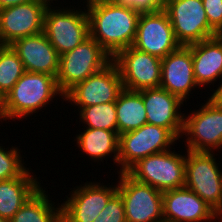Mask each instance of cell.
<instances>
[{
  "mask_svg": "<svg viewBox=\"0 0 222 222\" xmlns=\"http://www.w3.org/2000/svg\"><path fill=\"white\" fill-rule=\"evenodd\" d=\"M90 36L112 57L133 45L140 14L116 3L87 9Z\"/></svg>",
  "mask_w": 222,
  "mask_h": 222,
  "instance_id": "cell-1",
  "label": "cell"
},
{
  "mask_svg": "<svg viewBox=\"0 0 222 222\" xmlns=\"http://www.w3.org/2000/svg\"><path fill=\"white\" fill-rule=\"evenodd\" d=\"M57 95L64 99L54 76L25 71L4 97L0 112L1 122L2 119H27L26 117L39 112L42 107H47Z\"/></svg>",
  "mask_w": 222,
  "mask_h": 222,
  "instance_id": "cell-2",
  "label": "cell"
},
{
  "mask_svg": "<svg viewBox=\"0 0 222 222\" xmlns=\"http://www.w3.org/2000/svg\"><path fill=\"white\" fill-rule=\"evenodd\" d=\"M113 57L91 36L73 50L60 55L56 76L59 90L65 95L79 82L107 66Z\"/></svg>",
  "mask_w": 222,
  "mask_h": 222,
  "instance_id": "cell-3",
  "label": "cell"
},
{
  "mask_svg": "<svg viewBox=\"0 0 222 222\" xmlns=\"http://www.w3.org/2000/svg\"><path fill=\"white\" fill-rule=\"evenodd\" d=\"M185 155L163 151L138 160L126 173L134 180L164 192L185 186Z\"/></svg>",
  "mask_w": 222,
  "mask_h": 222,
  "instance_id": "cell-4",
  "label": "cell"
},
{
  "mask_svg": "<svg viewBox=\"0 0 222 222\" xmlns=\"http://www.w3.org/2000/svg\"><path fill=\"white\" fill-rule=\"evenodd\" d=\"M46 9L44 29L46 37L59 55L65 54L80 45L90 36L89 19L86 9L82 11L60 8Z\"/></svg>",
  "mask_w": 222,
  "mask_h": 222,
  "instance_id": "cell-5",
  "label": "cell"
},
{
  "mask_svg": "<svg viewBox=\"0 0 222 222\" xmlns=\"http://www.w3.org/2000/svg\"><path fill=\"white\" fill-rule=\"evenodd\" d=\"M179 140L169 129L144 124L139 129L119 135V172H126L138 160L149 155L168 151Z\"/></svg>",
  "mask_w": 222,
  "mask_h": 222,
  "instance_id": "cell-6",
  "label": "cell"
},
{
  "mask_svg": "<svg viewBox=\"0 0 222 222\" xmlns=\"http://www.w3.org/2000/svg\"><path fill=\"white\" fill-rule=\"evenodd\" d=\"M118 174L117 187L126 222H164L163 192L134 180L126 172Z\"/></svg>",
  "mask_w": 222,
  "mask_h": 222,
  "instance_id": "cell-7",
  "label": "cell"
},
{
  "mask_svg": "<svg viewBox=\"0 0 222 222\" xmlns=\"http://www.w3.org/2000/svg\"><path fill=\"white\" fill-rule=\"evenodd\" d=\"M164 10L181 46L216 36V31L208 23L202 0H166Z\"/></svg>",
  "mask_w": 222,
  "mask_h": 222,
  "instance_id": "cell-8",
  "label": "cell"
},
{
  "mask_svg": "<svg viewBox=\"0 0 222 222\" xmlns=\"http://www.w3.org/2000/svg\"><path fill=\"white\" fill-rule=\"evenodd\" d=\"M186 152L185 187L216 211L222 201V171L214 152Z\"/></svg>",
  "mask_w": 222,
  "mask_h": 222,
  "instance_id": "cell-9",
  "label": "cell"
},
{
  "mask_svg": "<svg viewBox=\"0 0 222 222\" xmlns=\"http://www.w3.org/2000/svg\"><path fill=\"white\" fill-rule=\"evenodd\" d=\"M198 110L184 115L183 132L188 151L214 152L222 148V107L210 99Z\"/></svg>",
  "mask_w": 222,
  "mask_h": 222,
  "instance_id": "cell-10",
  "label": "cell"
},
{
  "mask_svg": "<svg viewBox=\"0 0 222 222\" xmlns=\"http://www.w3.org/2000/svg\"><path fill=\"white\" fill-rule=\"evenodd\" d=\"M123 89L119 69L112 60L103 69L70 89L64 95V101L75 104L81 110L96 104L116 102Z\"/></svg>",
  "mask_w": 222,
  "mask_h": 222,
  "instance_id": "cell-11",
  "label": "cell"
},
{
  "mask_svg": "<svg viewBox=\"0 0 222 222\" xmlns=\"http://www.w3.org/2000/svg\"><path fill=\"white\" fill-rule=\"evenodd\" d=\"M113 61L125 89L140 91L160 87L162 59L159 57L130 46L120 50Z\"/></svg>",
  "mask_w": 222,
  "mask_h": 222,
  "instance_id": "cell-12",
  "label": "cell"
},
{
  "mask_svg": "<svg viewBox=\"0 0 222 222\" xmlns=\"http://www.w3.org/2000/svg\"><path fill=\"white\" fill-rule=\"evenodd\" d=\"M49 2L34 0L0 10V45L43 32Z\"/></svg>",
  "mask_w": 222,
  "mask_h": 222,
  "instance_id": "cell-13",
  "label": "cell"
},
{
  "mask_svg": "<svg viewBox=\"0 0 222 222\" xmlns=\"http://www.w3.org/2000/svg\"><path fill=\"white\" fill-rule=\"evenodd\" d=\"M86 182L75 186L70 196L61 203L62 222H93L109 200L118 192L117 185ZM108 186V187H107Z\"/></svg>",
  "mask_w": 222,
  "mask_h": 222,
  "instance_id": "cell-14",
  "label": "cell"
},
{
  "mask_svg": "<svg viewBox=\"0 0 222 222\" xmlns=\"http://www.w3.org/2000/svg\"><path fill=\"white\" fill-rule=\"evenodd\" d=\"M132 46L163 59L181 45L175 38L168 14L162 9L157 12L140 14Z\"/></svg>",
  "mask_w": 222,
  "mask_h": 222,
  "instance_id": "cell-15",
  "label": "cell"
},
{
  "mask_svg": "<svg viewBox=\"0 0 222 222\" xmlns=\"http://www.w3.org/2000/svg\"><path fill=\"white\" fill-rule=\"evenodd\" d=\"M139 92L143 98L147 124L169 129L178 139L182 138L184 114L180 107L183 101L161 87Z\"/></svg>",
  "mask_w": 222,
  "mask_h": 222,
  "instance_id": "cell-16",
  "label": "cell"
},
{
  "mask_svg": "<svg viewBox=\"0 0 222 222\" xmlns=\"http://www.w3.org/2000/svg\"><path fill=\"white\" fill-rule=\"evenodd\" d=\"M215 211L195 192L184 187L163 192L164 222H215Z\"/></svg>",
  "mask_w": 222,
  "mask_h": 222,
  "instance_id": "cell-17",
  "label": "cell"
},
{
  "mask_svg": "<svg viewBox=\"0 0 222 222\" xmlns=\"http://www.w3.org/2000/svg\"><path fill=\"white\" fill-rule=\"evenodd\" d=\"M196 86L198 87L194 78L192 53L187 46H180L162 59L161 88L186 102L185 99Z\"/></svg>",
  "mask_w": 222,
  "mask_h": 222,
  "instance_id": "cell-18",
  "label": "cell"
},
{
  "mask_svg": "<svg viewBox=\"0 0 222 222\" xmlns=\"http://www.w3.org/2000/svg\"><path fill=\"white\" fill-rule=\"evenodd\" d=\"M10 46L22 61L25 71L46 73L56 78L60 55L44 32L18 39Z\"/></svg>",
  "mask_w": 222,
  "mask_h": 222,
  "instance_id": "cell-19",
  "label": "cell"
},
{
  "mask_svg": "<svg viewBox=\"0 0 222 222\" xmlns=\"http://www.w3.org/2000/svg\"><path fill=\"white\" fill-rule=\"evenodd\" d=\"M187 47L192 53L194 78L199 88L214 85L222 77V39L215 36Z\"/></svg>",
  "mask_w": 222,
  "mask_h": 222,
  "instance_id": "cell-20",
  "label": "cell"
},
{
  "mask_svg": "<svg viewBox=\"0 0 222 222\" xmlns=\"http://www.w3.org/2000/svg\"><path fill=\"white\" fill-rule=\"evenodd\" d=\"M31 169L21 176L0 180V217L10 220L42 186ZM35 177V178H34Z\"/></svg>",
  "mask_w": 222,
  "mask_h": 222,
  "instance_id": "cell-21",
  "label": "cell"
},
{
  "mask_svg": "<svg viewBox=\"0 0 222 222\" xmlns=\"http://www.w3.org/2000/svg\"><path fill=\"white\" fill-rule=\"evenodd\" d=\"M79 149L89 157L99 162L112 155L114 164L118 163V131H108L104 129L86 128L75 138Z\"/></svg>",
  "mask_w": 222,
  "mask_h": 222,
  "instance_id": "cell-22",
  "label": "cell"
},
{
  "mask_svg": "<svg viewBox=\"0 0 222 222\" xmlns=\"http://www.w3.org/2000/svg\"><path fill=\"white\" fill-rule=\"evenodd\" d=\"M118 135L147 124L146 110L139 91L123 89L116 100Z\"/></svg>",
  "mask_w": 222,
  "mask_h": 222,
  "instance_id": "cell-23",
  "label": "cell"
},
{
  "mask_svg": "<svg viewBox=\"0 0 222 222\" xmlns=\"http://www.w3.org/2000/svg\"><path fill=\"white\" fill-rule=\"evenodd\" d=\"M40 188L10 219V222H62L61 205L55 208L45 189Z\"/></svg>",
  "mask_w": 222,
  "mask_h": 222,
  "instance_id": "cell-24",
  "label": "cell"
},
{
  "mask_svg": "<svg viewBox=\"0 0 222 222\" xmlns=\"http://www.w3.org/2000/svg\"><path fill=\"white\" fill-rule=\"evenodd\" d=\"M78 113L86 128L118 131L116 102L83 107Z\"/></svg>",
  "mask_w": 222,
  "mask_h": 222,
  "instance_id": "cell-25",
  "label": "cell"
},
{
  "mask_svg": "<svg viewBox=\"0 0 222 222\" xmlns=\"http://www.w3.org/2000/svg\"><path fill=\"white\" fill-rule=\"evenodd\" d=\"M25 73L22 61L10 45H0V94L5 97Z\"/></svg>",
  "mask_w": 222,
  "mask_h": 222,
  "instance_id": "cell-26",
  "label": "cell"
},
{
  "mask_svg": "<svg viewBox=\"0 0 222 222\" xmlns=\"http://www.w3.org/2000/svg\"><path fill=\"white\" fill-rule=\"evenodd\" d=\"M22 161L18 147L12 146L9 150V148L0 146V180L21 176L28 169Z\"/></svg>",
  "mask_w": 222,
  "mask_h": 222,
  "instance_id": "cell-27",
  "label": "cell"
},
{
  "mask_svg": "<svg viewBox=\"0 0 222 222\" xmlns=\"http://www.w3.org/2000/svg\"><path fill=\"white\" fill-rule=\"evenodd\" d=\"M93 222H126L122 197L117 192Z\"/></svg>",
  "mask_w": 222,
  "mask_h": 222,
  "instance_id": "cell-28",
  "label": "cell"
},
{
  "mask_svg": "<svg viewBox=\"0 0 222 222\" xmlns=\"http://www.w3.org/2000/svg\"><path fill=\"white\" fill-rule=\"evenodd\" d=\"M116 4L132 9L139 14L152 13L164 9V2L162 0H118Z\"/></svg>",
  "mask_w": 222,
  "mask_h": 222,
  "instance_id": "cell-29",
  "label": "cell"
},
{
  "mask_svg": "<svg viewBox=\"0 0 222 222\" xmlns=\"http://www.w3.org/2000/svg\"><path fill=\"white\" fill-rule=\"evenodd\" d=\"M209 25L217 31L222 26V0H202Z\"/></svg>",
  "mask_w": 222,
  "mask_h": 222,
  "instance_id": "cell-30",
  "label": "cell"
},
{
  "mask_svg": "<svg viewBox=\"0 0 222 222\" xmlns=\"http://www.w3.org/2000/svg\"><path fill=\"white\" fill-rule=\"evenodd\" d=\"M213 93L211 94L210 99L215 105L222 107V83L218 85V88L213 89Z\"/></svg>",
  "mask_w": 222,
  "mask_h": 222,
  "instance_id": "cell-31",
  "label": "cell"
},
{
  "mask_svg": "<svg viewBox=\"0 0 222 222\" xmlns=\"http://www.w3.org/2000/svg\"><path fill=\"white\" fill-rule=\"evenodd\" d=\"M31 1L34 0H0V10L11 6H16L19 4L28 3Z\"/></svg>",
  "mask_w": 222,
  "mask_h": 222,
  "instance_id": "cell-32",
  "label": "cell"
},
{
  "mask_svg": "<svg viewBox=\"0 0 222 222\" xmlns=\"http://www.w3.org/2000/svg\"><path fill=\"white\" fill-rule=\"evenodd\" d=\"M85 3H86L85 6H87V7H84V8L89 9L93 6L106 3V0H87V1H85Z\"/></svg>",
  "mask_w": 222,
  "mask_h": 222,
  "instance_id": "cell-33",
  "label": "cell"
},
{
  "mask_svg": "<svg viewBox=\"0 0 222 222\" xmlns=\"http://www.w3.org/2000/svg\"><path fill=\"white\" fill-rule=\"evenodd\" d=\"M216 220H222V201L218 209L215 211V221ZM218 222H222V221H218Z\"/></svg>",
  "mask_w": 222,
  "mask_h": 222,
  "instance_id": "cell-34",
  "label": "cell"
},
{
  "mask_svg": "<svg viewBox=\"0 0 222 222\" xmlns=\"http://www.w3.org/2000/svg\"><path fill=\"white\" fill-rule=\"evenodd\" d=\"M216 37L222 39V26L216 31Z\"/></svg>",
  "mask_w": 222,
  "mask_h": 222,
  "instance_id": "cell-35",
  "label": "cell"
},
{
  "mask_svg": "<svg viewBox=\"0 0 222 222\" xmlns=\"http://www.w3.org/2000/svg\"><path fill=\"white\" fill-rule=\"evenodd\" d=\"M4 97L0 94V112L3 105Z\"/></svg>",
  "mask_w": 222,
  "mask_h": 222,
  "instance_id": "cell-36",
  "label": "cell"
},
{
  "mask_svg": "<svg viewBox=\"0 0 222 222\" xmlns=\"http://www.w3.org/2000/svg\"><path fill=\"white\" fill-rule=\"evenodd\" d=\"M0 222H10V220L0 217Z\"/></svg>",
  "mask_w": 222,
  "mask_h": 222,
  "instance_id": "cell-37",
  "label": "cell"
},
{
  "mask_svg": "<svg viewBox=\"0 0 222 222\" xmlns=\"http://www.w3.org/2000/svg\"><path fill=\"white\" fill-rule=\"evenodd\" d=\"M118 0H106V3H116Z\"/></svg>",
  "mask_w": 222,
  "mask_h": 222,
  "instance_id": "cell-38",
  "label": "cell"
}]
</instances>
